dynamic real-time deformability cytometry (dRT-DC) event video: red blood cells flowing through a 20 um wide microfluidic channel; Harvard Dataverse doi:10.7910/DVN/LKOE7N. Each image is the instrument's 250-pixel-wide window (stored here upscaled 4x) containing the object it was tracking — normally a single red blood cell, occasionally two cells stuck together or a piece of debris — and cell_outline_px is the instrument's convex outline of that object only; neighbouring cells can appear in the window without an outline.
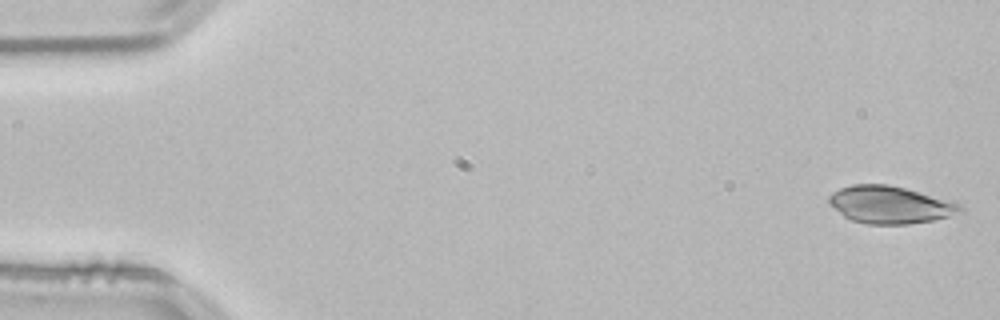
{"species": "common noctule bat (a hibernating species)", "species_latin": "Nyctalus noctula", "temperature_condition": "room temperature", "stored_images_in_passage": 52, "camera_frame_rate_fps": 3000, "um_per_image_px": 0.085, "animal": {"sex": "male", "body_mass_g": 21.5, "forearm_length_mm": 52.0}, "frame": {"image": 1, "passage_image": 1, "time_ms": 0.0, "image_size_px": [1000, 320], "cell_outline_px": [[964, 212], [932, 220], [908, 224], [868, 224], [852, 220], [844, 216], [828, 204], [828, 196], [832, 192], [840, 188], [852, 184], [888, 184], [952, 200], [960, 204], [964, 208]], "centroid_in_image_um": [75.66, 17.4], "position_along_channel_um": 9.3, "area_um2": 28.73}}
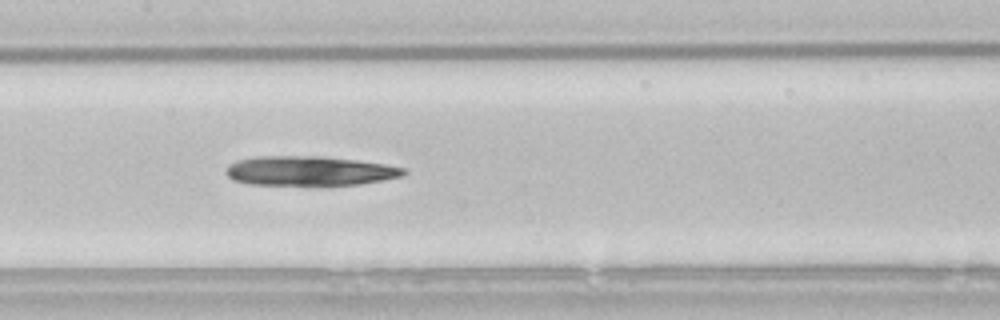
{"frame": {"image": 2, "passage_image": 25, "time_ms": 8.0, "image_size_px": [1000, 320], "cell_outline_px": [[408, 172], [400, 176], [360, 184], [328, 188], [252, 184], [232, 180], [224, 172], [228, 164], [236, 160], [252, 156], [324, 156], [356, 160], [384, 164], [404, 168]], "centroid_in_image_um": [26.25, 14.56], "position_along_channel_um": 181.1, "area_um2": 31.85}}
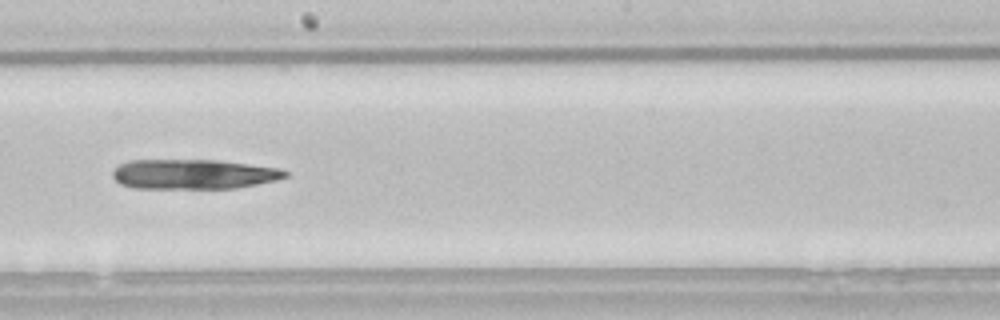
{"frame": {"image": 3, "passage_image": 29, "time_ms": 9.333, "image_size_px": [1000, 320], "cell_outline_px": [[288, 176], [276, 180], [236, 188], [136, 188], [120, 184], [112, 176], [112, 172], [120, 164], [128, 160], [220, 160], [280, 168], [288, 172]], "centroid_in_image_um": [16.46, 14.8], "position_along_channel_um": 231.7, "area_um2": 30.0}}